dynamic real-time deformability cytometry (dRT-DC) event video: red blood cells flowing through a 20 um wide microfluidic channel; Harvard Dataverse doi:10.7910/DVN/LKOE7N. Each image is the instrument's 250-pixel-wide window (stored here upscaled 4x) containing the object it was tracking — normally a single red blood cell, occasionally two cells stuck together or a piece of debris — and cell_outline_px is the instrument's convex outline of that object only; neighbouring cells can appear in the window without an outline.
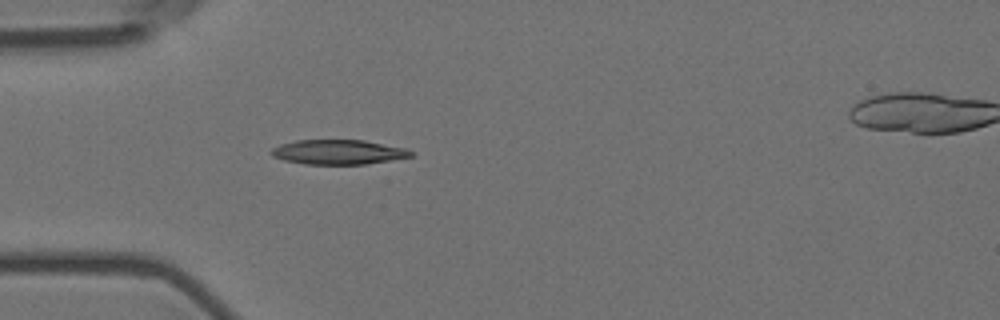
{"species": "Egyptian fruit bat (a non-hibernating species)", "species_latin": "Rousettus aegyptiacus", "temperature_condition": "room temperature", "stored_images_in_passage": 3, "camera_frame_rate_fps": 3000, "um_per_image_px": 0.085, "animal": {"sex": "female"}, "frame": {"image": 1, "passage_image": 2, "time_ms": 0.333, "image_size_px": [1000, 320], "cell_outline_px": [[412, 156], [364, 164], [304, 164], [284, 160], [272, 156], [272, 148], [280, 144], [296, 140], [364, 140], [408, 148], [412, 152]], "centroid_in_image_um": [28.75, 12.91], "position_along_channel_um": 56.3, "area_um2": 19.94}}